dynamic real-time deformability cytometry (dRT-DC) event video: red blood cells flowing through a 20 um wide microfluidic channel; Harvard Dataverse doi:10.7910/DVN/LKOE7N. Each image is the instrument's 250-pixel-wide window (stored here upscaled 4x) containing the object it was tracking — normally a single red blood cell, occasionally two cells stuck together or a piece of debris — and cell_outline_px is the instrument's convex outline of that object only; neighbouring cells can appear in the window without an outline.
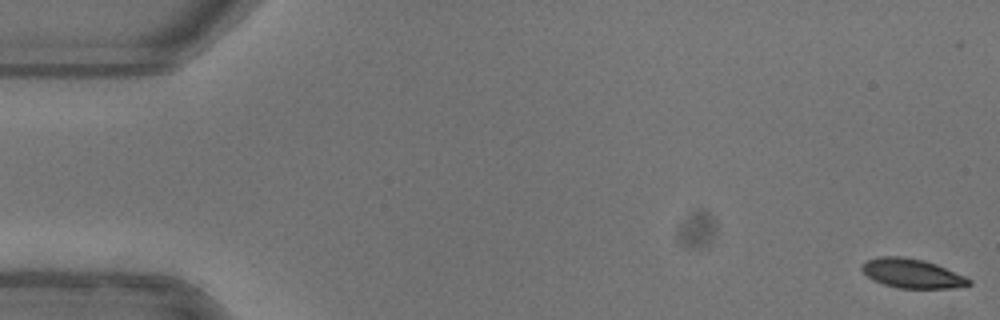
{"species": "common noctule bat (a hibernating species)", "species_latin": "Nyctalus noctula", "temperature_condition": "warm", "stored_images_in_passage": 12, "camera_frame_rate_fps": 3000, "um_per_image_px": 0.085, "animal": {"sex": "female"}, "frame": {"image": 1, "passage_image": 1, "time_ms": 0.0, "image_size_px": [1000, 320], "cell_outline_px": [[972, 284], [956, 288], [900, 288], [884, 284], [872, 280], [860, 268], [860, 264], [868, 260], [880, 256], [900, 256], [924, 260], [936, 264], [964, 276], [972, 280]], "centroid_in_image_um": [77.52, 23.24], "position_along_channel_um": 7.5, "area_um2": 18.21}}